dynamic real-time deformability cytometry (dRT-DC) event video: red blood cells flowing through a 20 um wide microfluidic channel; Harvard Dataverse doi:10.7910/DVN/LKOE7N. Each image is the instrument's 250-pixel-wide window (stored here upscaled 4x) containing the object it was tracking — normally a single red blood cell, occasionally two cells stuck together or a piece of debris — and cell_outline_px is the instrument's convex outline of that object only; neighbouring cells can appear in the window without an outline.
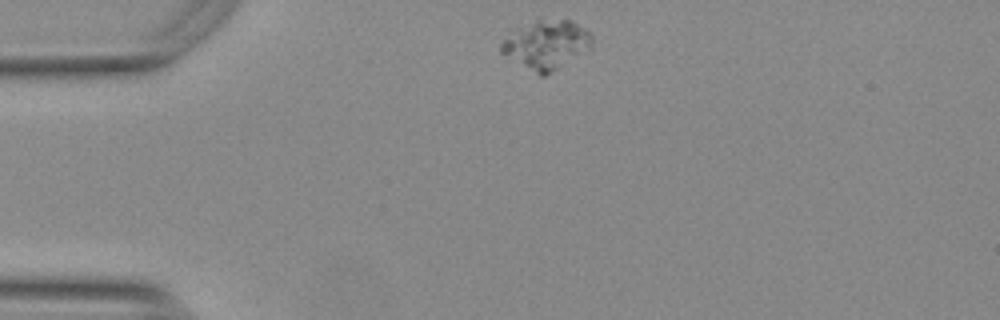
{"species": "Egyptian fruit bat (a non-hibernating species)", "species_latin": "Rousettus aegyptiacus", "temperature_condition": "warm", "stored_images_in_passage": 45, "camera_frame_rate_fps": 3000, "um_per_image_px": 0.085, "animal": {"sex": "female"}, "frame": {"image": 1, "passage_image": 1, "time_ms": 0.0, "image_size_px": [1000, 320], "cell_outline_px": [[592, 44], [588, 48], [544, 76], [540, 76], [500, 52], [500, 44], [516, 28], [536, 20], [572, 20], [588, 32], [592, 36]], "centroid_in_image_um": [46.4, 3.78], "position_along_channel_um": 38.6, "area_um2": 24.91}}
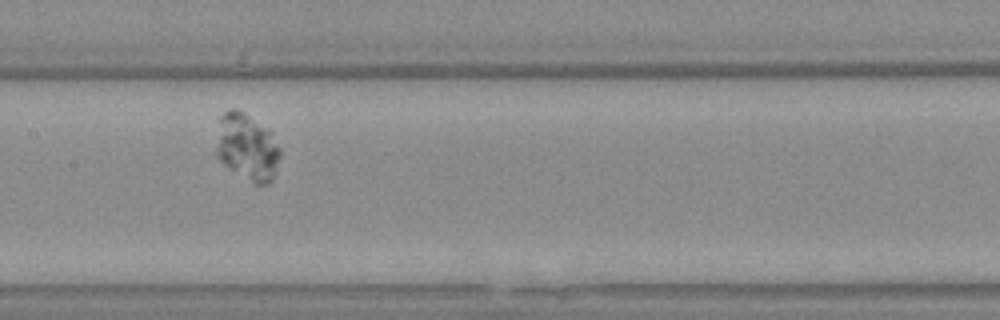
{"frame": {"image": 2, "passage_image": 17, "time_ms": 5.333, "image_size_px": [1000, 320], "cell_outline_px": [[280, 156], [272, 180], [268, 184], [256, 184], [228, 168], [216, 156], [216, 148], [220, 116], [228, 108], [240, 108], [268, 128], [272, 132], [280, 148]], "centroid_in_image_um": [21.01, 12.45], "position_along_channel_um": 186.4, "area_um2": 25.2}}
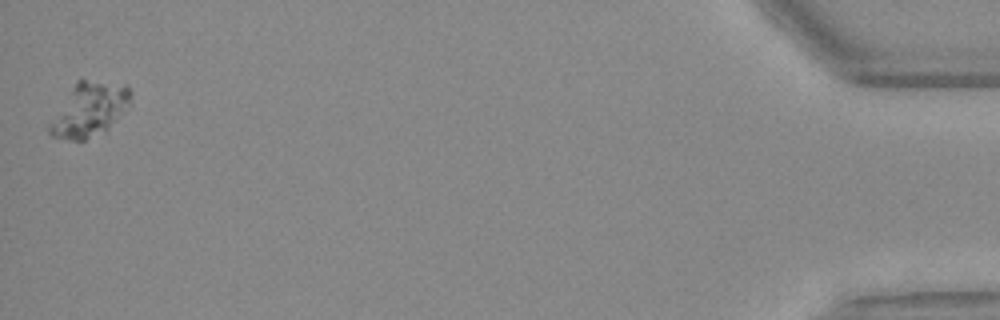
{"frame": {"image": 3, "passage_image": 45, "time_ms": 14.667, "image_size_px": [1000, 320], "cell_outline_px": [[132, 104], [108, 128], [84, 140], [72, 140], [52, 136], [48, 132], [48, 124], [76, 80], [84, 80], [124, 84], [132, 92]], "centroid_in_image_um": [7.61, 9.3], "position_along_channel_um": 427.6, "area_um2": 25.26}}